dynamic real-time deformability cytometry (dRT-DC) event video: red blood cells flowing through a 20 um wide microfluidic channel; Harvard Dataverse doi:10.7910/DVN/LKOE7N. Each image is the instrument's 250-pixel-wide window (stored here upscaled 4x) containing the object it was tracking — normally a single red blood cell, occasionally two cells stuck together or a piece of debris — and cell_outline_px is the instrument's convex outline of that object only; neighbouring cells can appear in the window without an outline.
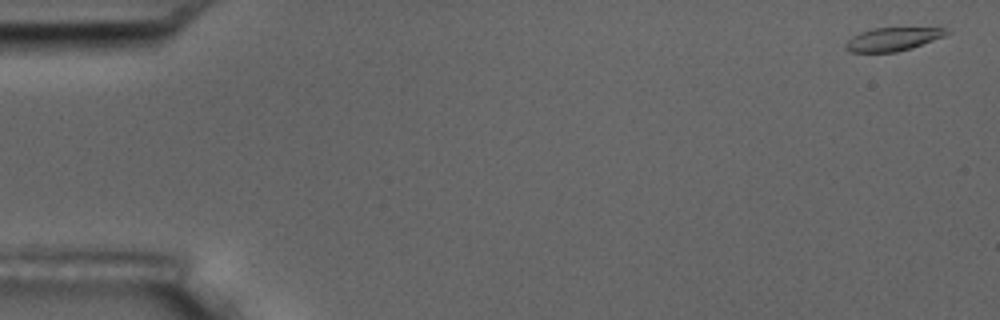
{"species": "common noctule bat (a hibernating species)", "species_latin": "Nyctalus noctula", "temperature_condition": "room temperature", "stored_images_in_passage": 6, "camera_frame_rate_fps": 3000, "um_per_image_px": 0.085, "animal": {"sex": "male", "body_mass_g": 17.5, "forearm_length_mm": 52.3}, "frame": {"image": 1, "passage_image": 1, "time_ms": 0.0, "image_size_px": [1000, 320], "cell_outline_px": [[952, 32], [944, 36], [912, 48], [896, 52], [848, 52], [844, 48], [844, 44], [852, 36], [860, 32], [872, 28], [944, 28]], "centroid_in_image_um": [75.85, 3.33], "position_along_channel_um": 9.2, "area_um2": 13.76}}